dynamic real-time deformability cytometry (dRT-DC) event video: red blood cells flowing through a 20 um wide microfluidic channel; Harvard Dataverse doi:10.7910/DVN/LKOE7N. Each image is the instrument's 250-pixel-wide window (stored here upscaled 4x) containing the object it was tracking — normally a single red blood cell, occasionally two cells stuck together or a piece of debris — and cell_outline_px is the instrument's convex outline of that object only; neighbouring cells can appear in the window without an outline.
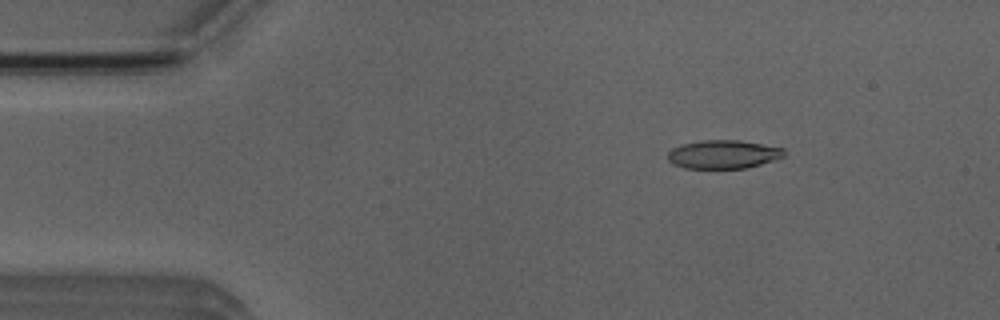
{"species": "Egyptian fruit bat (a non-hibernating species)", "species_latin": "Rousettus aegyptiacus", "temperature_condition": "room temperature", "stored_images_in_passage": 5, "camera_frame_rate_fps": 3000, "um_per_image_px": 0.085, "animal": {"sex": "male"}, "frame": {"image": 1, "passage_image": 2, "time_ms": 1.0, "image_size_px": [1000, 320], "cell_outline_px": [[784, 156], [760, 164], [744, 168], [684, 168], [672, 164], [668, 160], [668, 152], [672, 148], [680, 144], [704, 140], [740, 140], [784, 148]], "centroid_in_image_um": [61.43, 13.11], "position_along_channel_um": 23.6, "area_um2": 19.25}}